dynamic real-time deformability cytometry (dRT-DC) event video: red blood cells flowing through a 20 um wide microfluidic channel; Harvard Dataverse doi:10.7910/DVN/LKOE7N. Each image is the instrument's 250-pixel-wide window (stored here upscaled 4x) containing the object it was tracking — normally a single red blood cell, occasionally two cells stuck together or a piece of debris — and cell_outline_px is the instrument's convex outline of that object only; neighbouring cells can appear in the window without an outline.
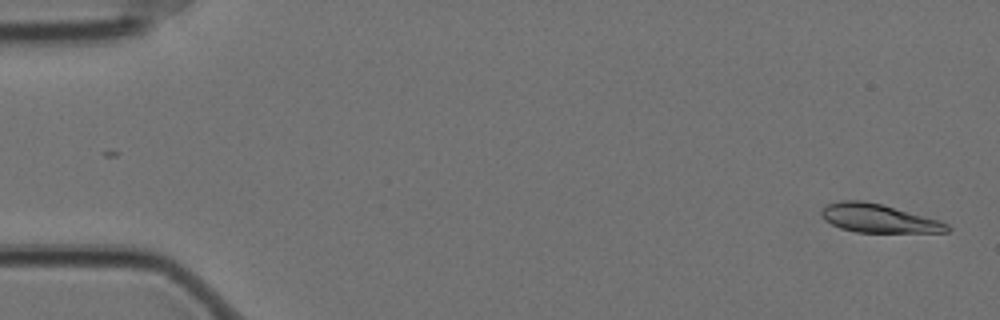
{"species": "Egyptian fruit bat (a non-hibernating species)", "species_latin": "Rousettus aegyptiacus", "temperature_condition": "cold", "stored_images_in_passage": 58, "camera_frame_rate_fps": 3000, "um_per_image_px": 0.085, "animal": {"sex": "female"}, "frame": {"image": 1, "passage_image": 2, "time_ms": 0.333, "image_size_px": [1000, 320], "cell_outline_px": [[952, 228], [948, 232], [856, 232], [840, 228], [824, 220], [820, 212], [828, 204], [840, 200], [864, 200], [880, 204], [940, 220], [948, 224]], "centroid_in_image_um": [74.68, 18.56], "position_along_channel_um": 10.3, "area_um2": 20.75}}
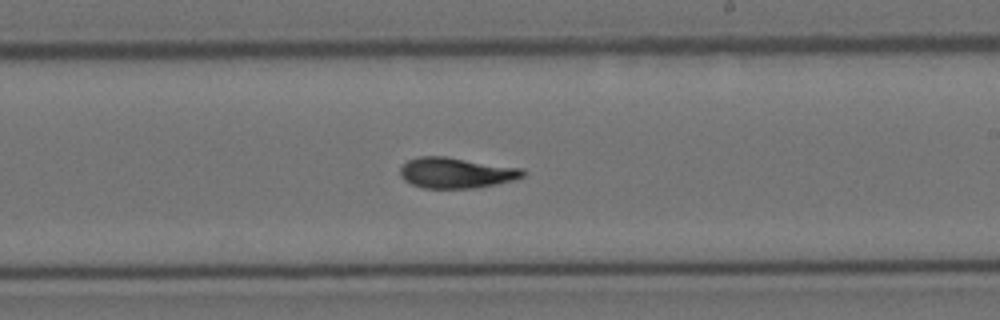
{"frame": {"image": 2, "passage_image": 34, "time_ms": 11.0, "image_size_px": [1000, 320], "cell_outline_px": [[524, 176], [512, 180], [496, 184], [476, 188], [424, 188], [412, 184], [404, 180], [400, 176], [400, 168], [408, 160], [416, 156], [448, 156], [520, 168], [524, 172]], "centroid_in_image_um": [38.73, 14.68], "position_along_channel_um": 250.3, "area_um2": 21.91}}
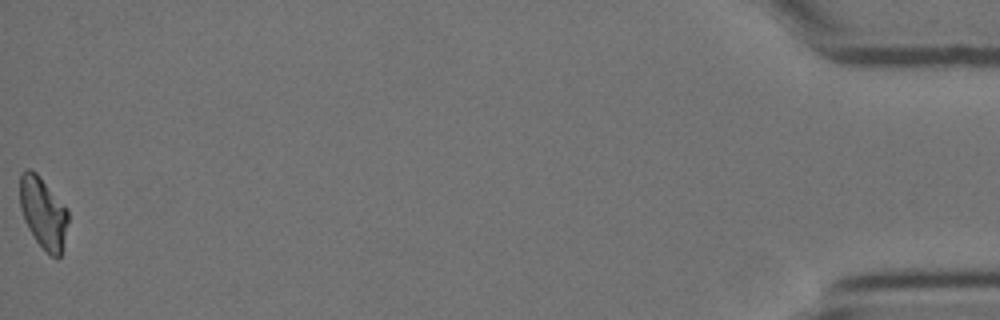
{"frame": {"image": 3, "passage_image": 58, "time_ms": 19.0, "image_size_px": [1000, 320], "cell_outline_px": [[68, 220], [60, 256], [56, 260], [36, 240], [28, 228], [24, 220], [20, 208], [20, 172], [24, 168], [28, 168], [36, 172], [68, 208]], "centroid_in_image_um": [3.66, 18.04], "position_along_channel_um": 431.5, "area_um2": 20.0}, "authors_computed_cell_mechanics": {"area_um2": 21.3282, "velocity_mm_per_s": 3.4835, "shape_relaxation_time_tau1_ms": 6.9646, "shape_relaxation_time_tau2_ms": 3.6155, "deformation_change_tau1": 0.1866, "deformation_change_tau2": 0.0864}}